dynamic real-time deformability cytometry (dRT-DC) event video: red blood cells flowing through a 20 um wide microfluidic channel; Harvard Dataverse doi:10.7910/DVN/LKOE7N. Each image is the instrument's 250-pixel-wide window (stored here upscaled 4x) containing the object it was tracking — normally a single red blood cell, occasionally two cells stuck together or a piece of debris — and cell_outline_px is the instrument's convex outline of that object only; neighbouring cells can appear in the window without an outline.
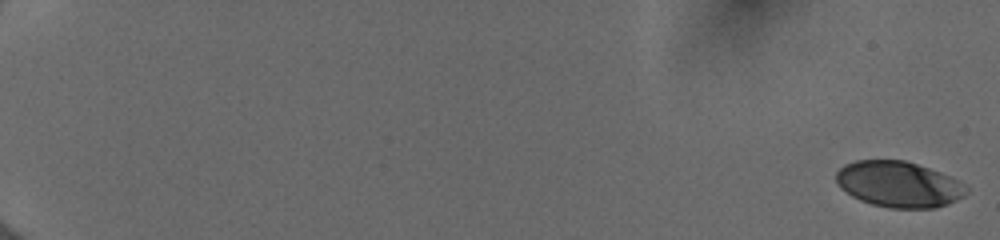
{"species": "human", "species_latin": "Homo sapiens", "temperature_condition": "cold", "stored_images_in_passage": 55, "camera_frame_rate_fps": 3000, "um_per_image_px": 0.085, "donor": {"sex": "female"}, "frame": {"image": 1, "passage_image": 1, "time_ms": 0.0, "image_size_px": [1000, 240], "cell_outline_px": [[968, 192], [964, 196], [948, 204], [936, 208], [888, 208], [872, 204], [860, 200], [852, 196], [840, 188], [836, 184], [836, 172], [844, 164], [856, 160], [904, 160], [940, 172], [968, 184]], "centroid_in_image_um": [76.4, 15.67], "position_along_channel_um": 8.6, "area_um2": 35.08}}
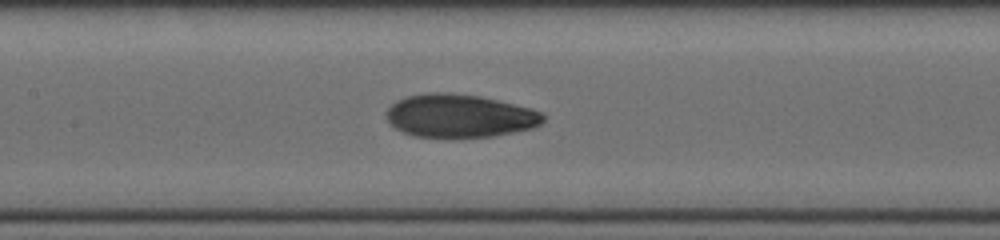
{"frame": {"image": 2, "passage_image": 30, "time_ms": 9.667, "image_size_px": [1000, 240], "cell_outline_px": [[544, 120], [540, 124], [532, 128], [492, 136], [456, 140], [444, 140], [412, 136], [400, 132], [384, 116], [388, 108], [396, 100], [408, 96], [428, 92], [448, 92], [480, 96], [532, 108], [540, 112], [544, 116]], "centroid_in_image_um": [39.01, 9.89], "position_along_channel_um": 168.4, "area_um2": 40.52}}
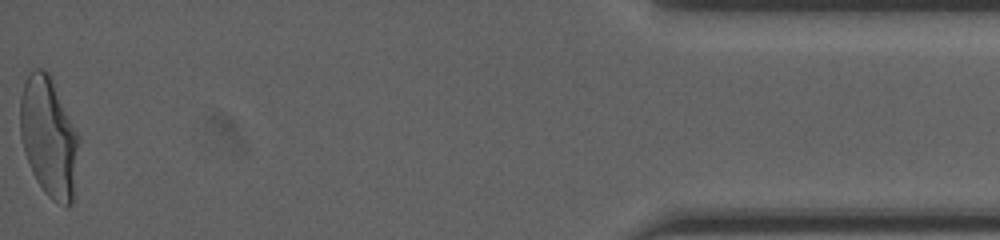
{"frame": {"image": 3, "passage_image": 55, "time_ms": 18.0, "image_size_px": [1000, 240], "cell_outline_px": [[80, 140], [72, 204], [68, 208], [52, 200], [44, 192], [36, 180], [32, 172], [24, 152], [20, 136], [20, 96], [24, 84], [28, 76], [36, 68], [40, 68], [48, 72], [52, 76], [80, 136]], "centroid_in_image_um": [4.17, 11.65], "position_along_channel_um": 431.0, "area_um2": 41.5}, "authors_computed_cell_mechanics": {"area_um2": 38.2058, "velocity_mm_per_s": 3.9933, "shape_relaxation_time_tau1_ms": 4.0389, "shape_relaxation_time_tau2_ms": 1.4902, "deformation_change_tau1": 0.1862, "deformation_change_tau2": 0.0678}}